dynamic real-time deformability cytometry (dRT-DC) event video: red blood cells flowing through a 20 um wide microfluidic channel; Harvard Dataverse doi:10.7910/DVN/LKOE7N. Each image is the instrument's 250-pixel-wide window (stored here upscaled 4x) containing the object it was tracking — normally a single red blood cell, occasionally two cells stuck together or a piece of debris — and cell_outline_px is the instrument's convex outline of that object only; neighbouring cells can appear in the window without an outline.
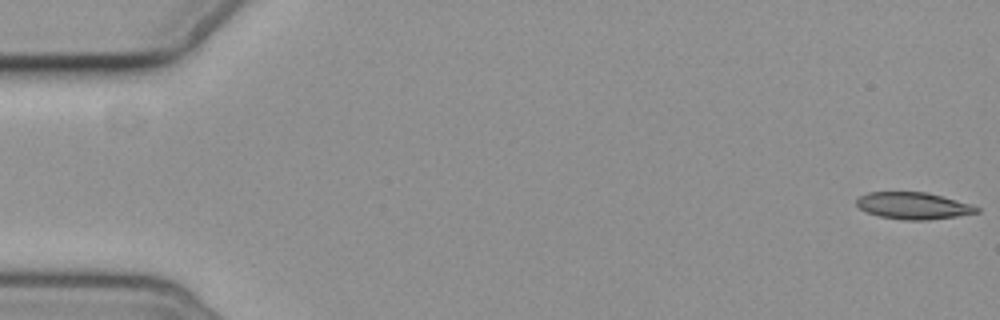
{"species": "common noctule bat (a hibernating species)", "species_latin": "Nyctalus noctula", "temperature_condition": "cold", "stored_images_in_passage": 6, "segment_of_instrument_passage": [2, 2], "camera_frame_rate_fps": 3000, "um_per_image_px": 0.085, "animal": {"sex": "female", "body_mass_g": 19.3, "forearm_length_mm": 54.1}, "frame": {"image": 1, "passage_image": 6, "time_ms": 6.0, "image_size_px": [1000, 320], "cell_outline_px": [[980, 212], [956, 216], [928, 220], [904, 220], [880, 216], [868, 212], [860, 208], [856, 204], [856, 200], [860, 196], [868, 192], [924, 192], [972, 204], [980, 208]], "centroid_in_image_um": [77.64, 17.49], "position_along_channel_um": 7.4, "area_um2": 18.61}}